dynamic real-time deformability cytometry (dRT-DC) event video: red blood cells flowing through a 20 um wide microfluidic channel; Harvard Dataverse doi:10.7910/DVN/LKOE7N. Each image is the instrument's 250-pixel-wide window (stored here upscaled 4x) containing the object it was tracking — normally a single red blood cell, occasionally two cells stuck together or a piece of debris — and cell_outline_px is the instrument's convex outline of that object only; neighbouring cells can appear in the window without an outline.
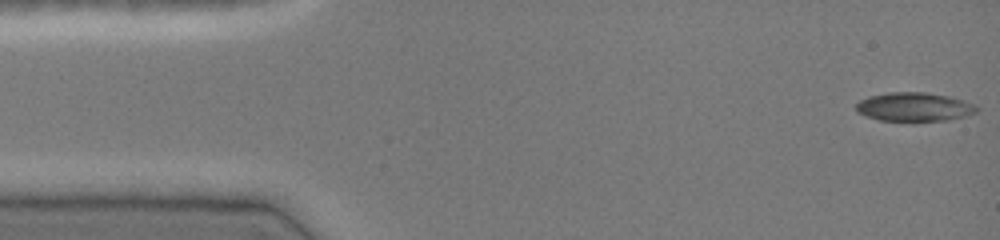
{"species": "common noctule bat (a hibernating species)", "species_latin": "Nyctalus noctula", "temperature_condition": "cold", "stored_images_in_passage": 46, "camera_frame_rate_fps": 3000, "um_per_image_px": 0.085, "animal": {"sex": "female", "body_mass_g": 19.0, "forearm_length_mm": 51.5}, "frame": {"image": 1, "passage_image": 1, "time_ms": 0.0, "image_size_px": [1000, 240], "cell_outline_px": [[980, 108], [976, 112], [964, 116], [948, 120], [880, 120], [864, 116], [856, 112], [856, 104], [860, 100], [868, 96], [888, 92], [924, 92], [948, 96], [976, 104]], "centroid_in_image_um": [77.69, 9.07], "position_along_channel_um": 7.3, "area_um2": 20.17}}
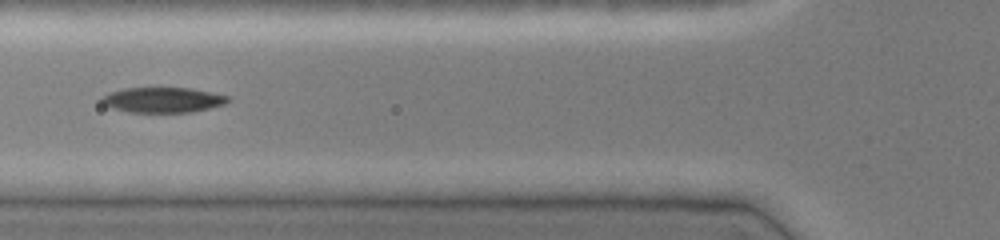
{"frame": {"image": 2, "passage_image": 17, "time_ms": 5.333, "image_size_px": [1000, 240], "cell_outline_px": [[232, 100], [224, 104], [192, 112], [128, 112], [112, 108], [100, 104], [100, 96], [108, 92], [124, 88], [192, 88], [232, 96]], "centroid_in_image_um": [13.82, 8.48], "position_along_channel_um": 112.0, "area_um2": 18.9}}
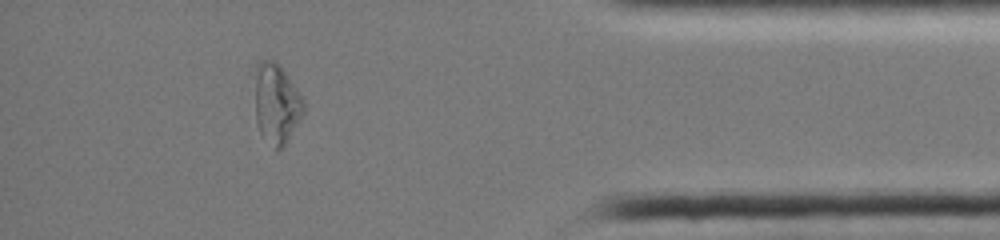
{"frame": {"image": 3, "passage_image": 41, "time_ms": 13.333, "image_size_px": [1000, 240], "cell_outline_px": [[304, 112], [284, 148], [276, 148], [260, 132], [256, 120], [256, 64], [260, 60], [272, 60], [280, 64], [304, 100]], "centroid_in_image_um": [23.52, 8.78], "position_along_channel_um": 411.7, "area_um2": 22.37}, "authors_computed_cell_mechanics": {"area_um2": 19.8254, "velocity_mm_per_s": 4.0786, "shape_relaxation_time_tau1_ms": 7.6585, "shape_relaxation_time_tau2_ms": 10.3218, "deformation_change_tau1": 0.2303, "deformation_change_tau2": 0.1636}}